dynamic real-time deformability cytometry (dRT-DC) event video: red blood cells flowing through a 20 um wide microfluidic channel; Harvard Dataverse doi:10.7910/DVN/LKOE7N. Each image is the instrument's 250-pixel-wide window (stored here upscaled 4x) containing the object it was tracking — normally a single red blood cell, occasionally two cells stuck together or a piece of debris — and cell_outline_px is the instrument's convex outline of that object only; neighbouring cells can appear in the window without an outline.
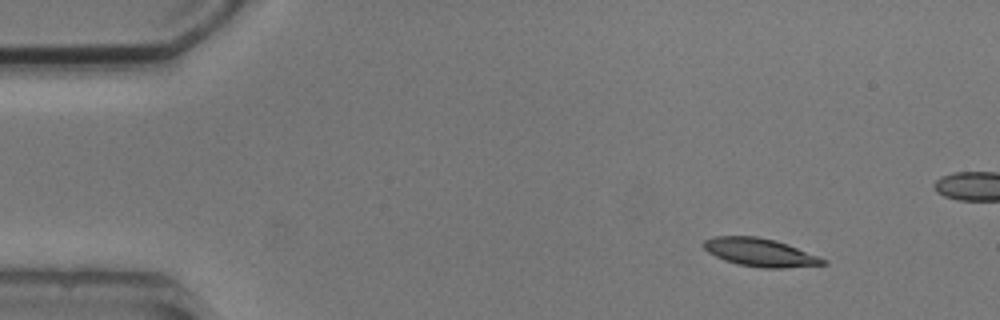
{"species": "common noctule bat (a hibernating species)", "species_latin": "Nyctalus noctula", "temperature_condition": "cold", "stored_images_in_passage": 7, "camera_frame_rate_fps": 3000, "um_per_image_px": 0.085, "animal": {"sex": "male", "body_mass_g": 20.5, "forearm_length_mm": 52.5}, "frame": {"image": 1, "passage_image": 1, "time_ms": 0.0, "image_size_px": [1000, 320], "cell_outline_px": [[828, 264], [784, 268], [760, 268], [736, 264], [724, 260], [708, 252], [700, 244], [704, 240], [712, 236], [756, 236], [776, 240], [788, 244], [820, 256], [828, 260]], "centroid_in_image_um": [64.62, 21.45], "position_along_channel_um": 20.4, "area_um2": 19.94}}